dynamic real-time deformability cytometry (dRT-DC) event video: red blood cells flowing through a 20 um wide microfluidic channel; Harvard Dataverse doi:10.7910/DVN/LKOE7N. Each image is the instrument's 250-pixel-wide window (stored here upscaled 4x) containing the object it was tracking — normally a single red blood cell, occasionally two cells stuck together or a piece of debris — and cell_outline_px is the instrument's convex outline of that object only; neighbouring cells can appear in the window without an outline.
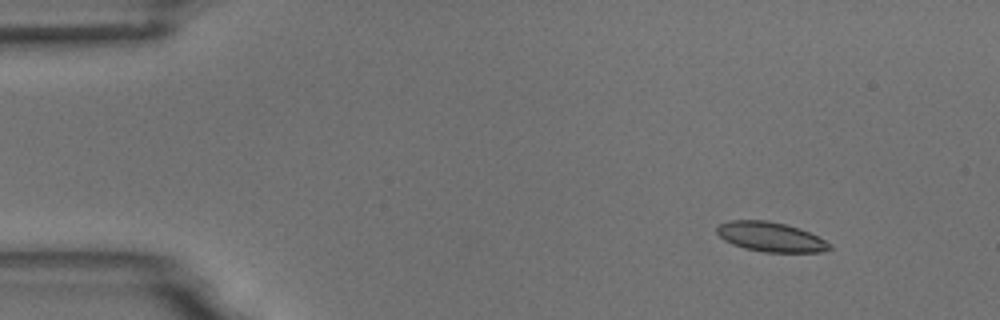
{"species": "common noctule bat (a hibernating species)", "species_latin": "Nyctalus noctula", "temperature_condition": "room temperature", "stored_images_in_passage": 4, "camera_frame_rate_fps": 3000, "um_per_image_px": 0.085, "animal": {"sex": "male", "body_mass_g": 18.8}, "frame": {"image": 1, "passage_image": 1, "time_ms": 0.0, "image_size_px": [1000, 320], "cell_outline_px": [[832, 248], [824, 252], [764, 252], [744, 248], [732, 244], [724, 240], [716, 232], [716, 228], [720, 224], [728, 220], [768, 220], [800, 228], [832, 244]], "centroid_in_image_um": [65.5, 20.13], "position_along_channel_um": 19.5, "area_um2": 19.48}}
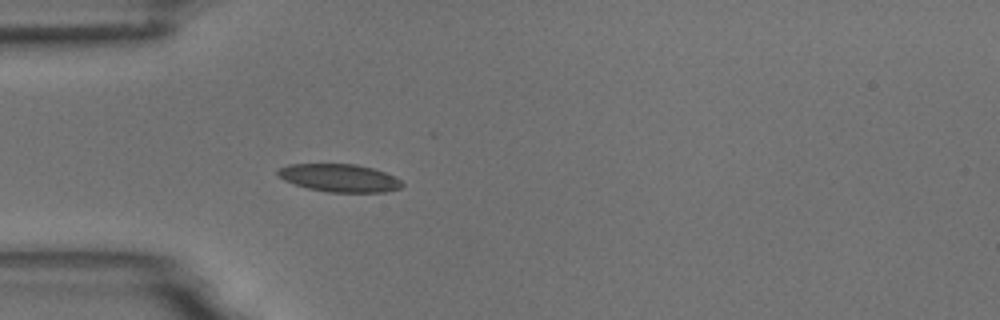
{"frame": {"image": 2, "passage_image": 4, "time_ms": 3.333, "image_size_px": [1000, 320], "cell_outline_px": [[404, 184], [400, 188], [384, 192], [328, 192], [308, 188], [284, 180], [276, 172], [280, 168], [288, 164], [356, 164], [372, 168], [384, 172], [400, 180]], "centroid_in_image_um": [28.85, 15.12], "position_along_channel_um": 56.1, "area_um2": 19.94}}